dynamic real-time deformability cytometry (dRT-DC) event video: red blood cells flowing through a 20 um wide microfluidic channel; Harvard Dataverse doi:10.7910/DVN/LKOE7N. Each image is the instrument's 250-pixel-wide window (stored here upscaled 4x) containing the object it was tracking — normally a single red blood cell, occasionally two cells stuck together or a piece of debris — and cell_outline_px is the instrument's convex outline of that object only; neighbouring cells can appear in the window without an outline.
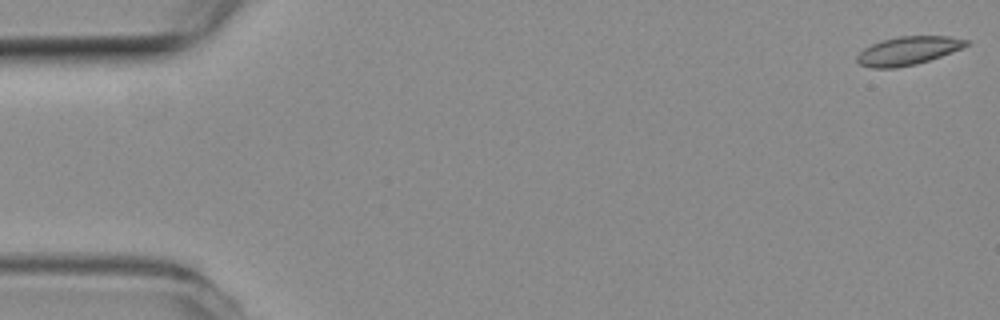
{"species": "common noctule bat (a hibernating species)", "species_latin": "Nyctalus noctula", "temperature_condition": "room temperature", "stored_images_in_passage": 10, "camera_frame_rate_fps": 3000, "um_per_image_px": 0.085, "animal": {"sex": "female", "body_mass_g": 19.3, "forearm_length_mm": 54.1}, "frame": {"image": 1, "passage_image": 1, "time_ms": 0.0, "image_size_px": [1000, 320], "cell_outline_px": [[968, 44], [960, 48], [940, 56], [916, 64], [896, 68], [872, 68], [860, 64], [856, 60], [856, 56], [864, 48], [872, 44], [884, 40], [900, 36], [948, 36], [968, 40]], "centroid_in_image_um": [77.14, 4.32], "position_along_channel_um": 7.9, "area_um2": 17.74}}